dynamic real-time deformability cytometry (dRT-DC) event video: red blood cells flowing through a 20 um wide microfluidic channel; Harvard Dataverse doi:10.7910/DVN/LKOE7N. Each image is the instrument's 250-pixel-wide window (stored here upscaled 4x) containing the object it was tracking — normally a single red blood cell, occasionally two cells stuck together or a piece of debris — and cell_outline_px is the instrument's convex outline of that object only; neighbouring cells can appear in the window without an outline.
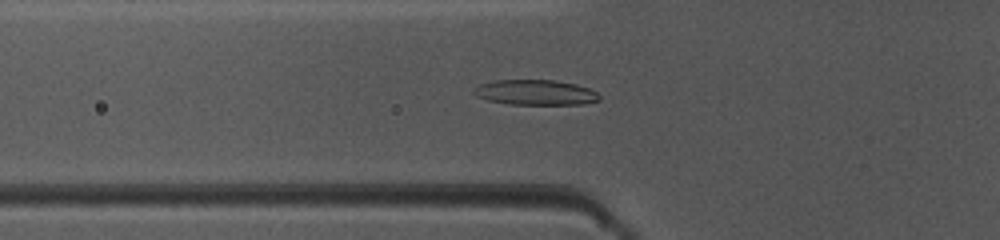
{"species": "common noctule bat (a hibernating species)", "species_latin": "Nyctalus noctula", "temperature_condition": "warm", "stored_images_in_passage": 50, "camera_frame_rate_fps": 3000, "um_per_image_px": 0.085, "animal": {"sex": "female", "body_mass_g": 10.0, "forearm_length_mm": 53.1}, "frame": {"image": 1, "passage_image": 18, "time_ms": 5.667, "image_size_px": [1000, 240], "cell_outline_px": [[600, 100], [584, 104], [508, 104], [488, 100], [476, 96], [472, 92], [472, 88], [480, 84], [492, 80], [556, 80], [576, 84], [588, 88], [596, 92], [600, 96]], "centroid_in_image_um": [45.48, 7.85], "position_along_channel_um": 80.3, "area_um2": 18.55}}
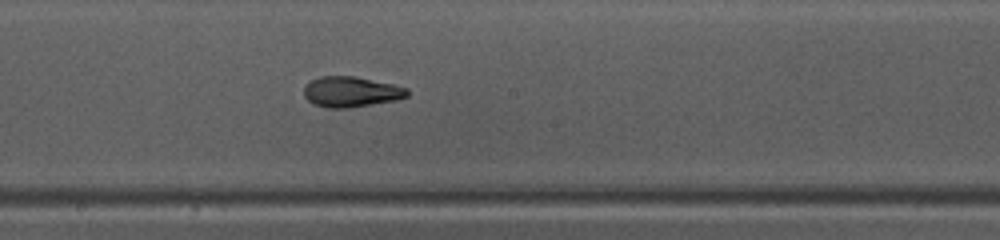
{"frame": {"image": 2, "passage_image": 28, "time_ms": 9.0, "image_size_px": [1000, 240], "cell_outline_px": [[408, 96], [396, 100], [348, 108], [328, 108], [312, 104], [304, 96], [304, 84], [320, 76], [356, 76], [392, 84], [408, 88]], "centroid_in_image_um": [29.81, 7.8], "position_along_channel_um": 218.4, "area_um2": 18.44}}
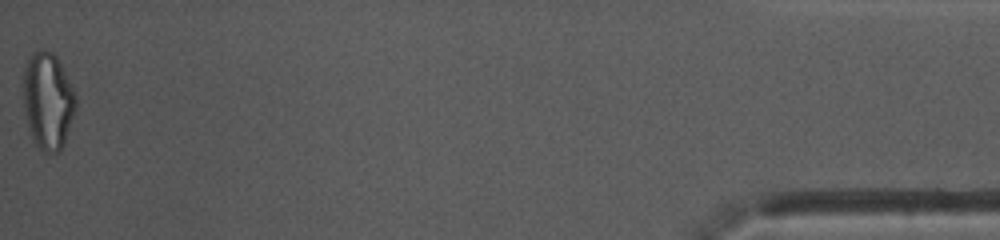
{"frame": {"image": 3, "passage_image": 50, "time_ms": 16.333, "image_size_px": [1000, 240], "cell_outline_px": [[76, 108], [60, 152], [44, 152], [32, 140], [28, 128], [24, 104], [24, 68], [32, 52], [40, 48], [44, 48], [52, 52], [56, 56], [76, 96]], "centroid_in_image_um": [4.06, 8.55], "position_along_channel_um": 431.1, "area_um2": 29.3}, "authors_computed_cell_mechanics": {"area_um2": 18.9295, "velocity_mm_per_s": 4.0956, "shape_relaxation_time_tau1_ms": 4.6852, "shape_relaxation_time_tau2_ms": 2.6771, "deformation_change_tau1": 0.1942, "deformation_change_tau2": 0.0999}}